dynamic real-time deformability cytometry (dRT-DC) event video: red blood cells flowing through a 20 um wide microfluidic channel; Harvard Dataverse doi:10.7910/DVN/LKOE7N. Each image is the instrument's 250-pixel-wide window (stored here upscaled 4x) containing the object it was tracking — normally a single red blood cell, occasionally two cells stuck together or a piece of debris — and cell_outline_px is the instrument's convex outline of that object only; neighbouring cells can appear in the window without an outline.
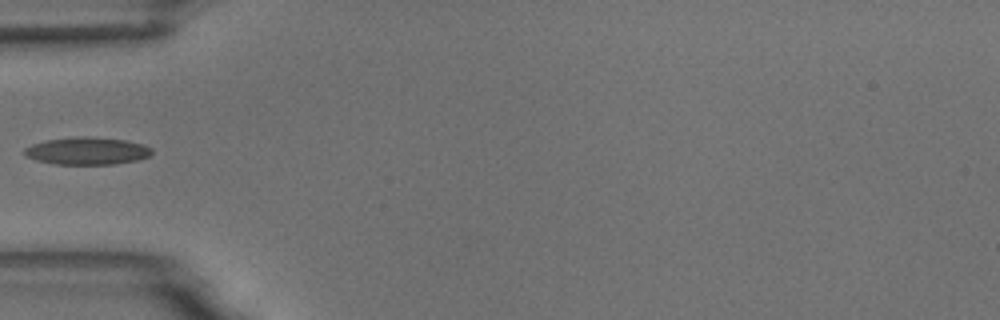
{"species": "common noctule bat (a hibernating species)", "species_latin": "Nyctalus noctula", "temperature_condition": "room temperature", "stored_images_in_passage": 3, "camera_frame_rate_fps": 3000, "um_per_image_px": 0.085, "animal": {"sex": "male", "body_mass_g": 18.8}, "frame": {"image": 1, "passage_image": 3, "time_ms": 2.333, "image_size_px": [1000, 320], "cell_outline_px": [[152, 152], [148, 156], [136, 160], [116, 164], [56, 164], [36, 160], [28, 156], [24, 152], [24, 148], [32, 144], [48, 140], [76, 136], [88, 136], [124, 140], [140, 144], [152, 148]], "centroid_in_image_um": [7.39, 12.83], "position_along_channel_um": 77.6, "area_um2": 20.11}}